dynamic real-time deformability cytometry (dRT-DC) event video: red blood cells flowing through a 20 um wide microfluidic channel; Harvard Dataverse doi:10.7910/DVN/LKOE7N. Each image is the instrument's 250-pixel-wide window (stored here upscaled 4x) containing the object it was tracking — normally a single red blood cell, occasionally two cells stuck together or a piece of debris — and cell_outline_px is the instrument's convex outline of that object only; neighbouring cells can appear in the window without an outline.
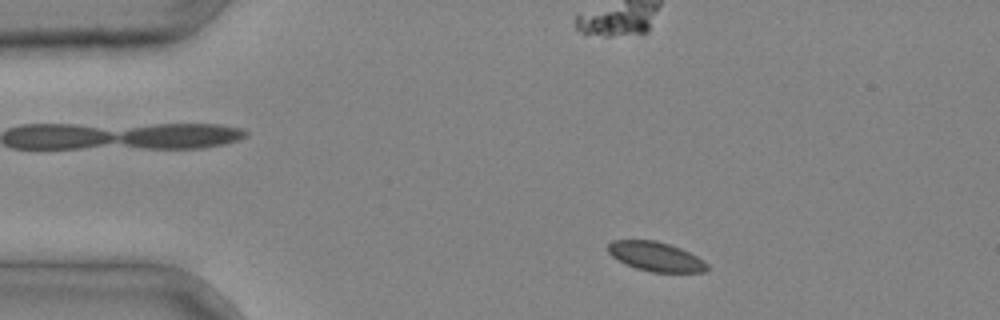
{"species": "common noctule bat (a hibernating species)", "species_latin": "Nyctalus noctula", "temperature_condition": "cold", "stored_images_in_passage": 2, "camera_frame_rate_fps": 3000, "um_per_image_px": 0.085, "animal": {"sex": "male", "body_mass_g": 20.4}, "frame": {"image": 1, "passage_image": 2, "time_ms": 0.333, "image_size_px": [1000, 320], "cell_outline_px": [[708, 268], [704, 272], [652, 272], [636, 268], [612, 256], [608, 252], [608, 244], [612, 240], [656, 240], [680, 248], [704, 260], [708, 264]], "centroid_in_image_um": [55.75, 21.8], "position_along_channel_um": 29.2, "area_um2": 16.76}}